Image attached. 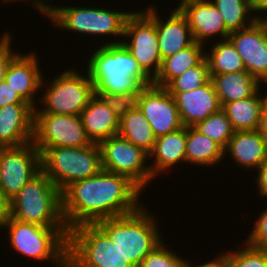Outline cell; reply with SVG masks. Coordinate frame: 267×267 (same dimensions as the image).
<instances>
[{"instance_id": "f6af8a7d", "label": "cell", "mask_w": 267, "mask_h": 267, "mask_svg": "<svg viewBox=\"0 0 267 267\" xmlns=\"http://www.w3.org/2000/svg\"><path fill=\"white\" fill-rule=\"evenodd\" d=\"M11 34V32H4L2 35H0V45L3 43V41Z\"/></svg>"}, {"instance_id": "d6986e66", "label": "cell", "mask_w": 267, "mask_h": 267, "mask_svg": "<svg viewBox=\"0 0 267 267\" xmlns=\"http://www.w3.org/2000/svg\"><path fill=\"white\" fill-rule=\"evenodd\" d=\"M169 93L174 97L185 127L197 125L222 108L211 80L192 91Z\"/></svg>"}, {"instance_id": "3957f363", "label": "cell", "mask_w": 267, "mask_h": 267, "mask_svg": "<svg viewBox=\"0 0 267 267\" xmlns=\"http://www.w3.org/2000/svg\"><path fill=\"white\" fill-rule=\"evenodd\" d=\"M141 205L125 216L105 218L95 224L119 247L133 266L140 267L143 259L163 240L157 218Z\"/></svg>"}, {"instance_id": "6da1fadb", "label": "cell", "mask_w": 267, "mask_h": 267, "mask_svg": "<svg viewBox=\"0 0 267 267\" xmlns=\"http://www.w3.org/2000/svg\"><path fill=\"white\" fill-rule=\"evenodd\" d=\"M143 191L127 176L101 170L71 183L61 192V210L68 230L80 224H95L105 218L125 216L143 203Z\"/></svg>"}, {"instance_id": "7402d4cb", "label": "cell", "mask_w": 267, "mask_h": 267, "mask_svg": "<svg viewBox=\"0 0 267 267\" xmlns=\"http://www.w3.org/2000/svg\"><path fill=\"white\" fill-rule=\"evenodd\" d=\"M229 154L237 166L257 170L267 159V141L258 130L234 132L224 148V156Z\"/></svg>"}, {"instance_id": "44dd1931", "label": "cell", "mask_w": 267, "mask_h": 267, "mask_svg": "<svg viewBox=\"0 0 267 267\" xmlns=\"http://www.w3.org/2000/svg\"><path fill=\"white\" fill-rule=\"evenodd\" d=\"M187 127L183 126L173 132L156 137L153 150L149 153L151 175L155 179L158 174L178 163L186 162ZM155 158V159H154ZM154 159V160H153Z\"/></svg>"}, {"instance_id": "8992f818", "label": "cell", "mask_w": 267, "mask_h": 267, "mask_svg": "<svg viewBox=\"0 0 267 267\" xmlns=\"http://www.w3.org/2000/svg\"><path fill=\"white\" fill-rule=\"evenodd\" d=\"M37 149L41 153L42 171L60 192L71 183L94 176L102 170L99 144Z\"/></svg>"}, {"instance_id": "ac0fdd59", "label": "cell", "mask_w": 267, "mask_h": 267, "mask_svg": "<svg viewBox=\"0 0 267 267\" xmlns=\"http://www.w3.org/2000/svg\"><path fill=\"white\" fill-rule=\"evenodd\" d=\"M34 52L23 54L20 52L11 60L5 74V79L19 95L34 108L36 94L44 86L43 73Z\"/></svg>"}, {"instance_id": "f1b7e54d", "label": "cell", "mask_w": 267, "mask_h": 267, "mask_svg": "<svg viewBox=\"0 0 267 267\" xmlns=\"http://www.w3.org/2000/svg\"><path fill=\"white\" fill-rule=\"evenodd\" d=\"M216 41L211 45L209 53L205 51L210 74L246 71L243 60L232 42L228 38Z\"/></svg>"}, {"instance_id": "74e56055", "label": "cell", "mask_w": 267, "mask_h": 267, "mask_svg": "<svg viewBox=\"0 0 267 267\" xmlns=\"http://www.w3.org/2000/svg\"><path fill=\"white\" fill-rule=\"evenodd\" d=\"M9 104H29L16 92L6 80L0 83V107Z\"/></svg>"}, {"instance_id": "1f68e13d", "label": "cell", "mask_w": 267, "mask_h": 267, "mask_svg": "<svg viewBox=\"0 0 267 267\" xmlns=\"http://www.w3.org/2000/svg\"><path fill=\"white\" fill-rule=\"evenodd\" d=\"M211 80L206 58L198 65L186 70L183 74L173 79L165 89L168 92H185L200 88Z\"/></svg>"}, {"instance_id": "7bdbcfd3", "label": "cell", "mask_w": 267, "mask_h": 267, "mask_svg": "<svg viewBox=\"0 0 267 267\" xmlns=\"http://www.w3.org/2000/svg\"><path fill=\"white\" fill-rule=\"evenodd\" d=\"M258 131L267 141V100L265 101L260 118V125Z\"/></svg>"}, {"instance_id": "f35d334b", "label": "cell", "mask_w": 267, "mask_h": 267, "mask_svg": "<svg viewBox=\"0 0 267 267\" xmlns=\"http://www.w3.org/2000/svg\"><path fill=\"white\" fill-rule=\"evenodd\" d=\"M2 1V3H11L12 1H24L23 3L25 4V1L30 2V4L33 5L34 9L36 8V10H38L41 14H43L45 17H48V19H51L59 10H60V6H56V5H50L47 2H44L43 0H0Z\"/></svg>"}, {"instance_id": "4fadbf2b", "label": "cell", "mask_w": 267, "mask_h": 267, "mask_svg": "<svg viewBox=\"0 0 267 267\" xmlns=\"http://www.w3.org/2000/svg\"><path fill=\"white\" fill-rule=\"evenodd\" d=\"M41 170V153L33 142L0 150V189L9 200Z\"/></svg>"}, {"instance_id": "d4e9b609", "label": "cell", "mask_w": 267, "mask_h": 267, "mask_svg": "<svg viewBox=\"0 0 267 267\" xmlns=\"http://www.w3.org/2000/svg\"><path fill=\"white\" fill-rule=\"evenodd\" d=\"M206 50L203 44L194 42L174 55L162 59L160 69L152 79V84L165 88L173 79L198 65L205 58Z\"/></svg>"}, {"instance_id": "ab89813d", "label": "cell", "mask_w": 267, "mask_h": 267, "mask_svg": "<svg viewBox=\"0 0 267 267\" xmlns=\"http://www.w3.org/2000/svg\"><path fill=\"white\" fill-rule=\"evenodd\" d=\"M257 177L254 183L258 189V196L267 198V159L257 168Z\"/></svg>"}, {"instance_id": "4316f807", "label": "cell", "mask_w": 267, "mask_h": 267, "mask_svg": "<svg viewBox=\"0 0 267 267\" xmlns=\"http://www.w3.org/2000/svg\"><path fill=\"white\" fill-rule=\"evenodd\" d=\"M224 158V148L220 144L199 132L194 126L187 127L186 164L217 166Z\"/></svg>"}, {"instance_id": "e0dca14e", "label": "cell", "mask_w": 267, "mask_h": 267, "mask_svg": "<svg viewBox=\"0 0 267 267\" xmlns=\"http://www.w3.org/2000/svg\"><path fill=\"white\" fill-rule=\"evenodd\" d=\"M178 8L188 19L195 42L205 45L212 36L228 38L223 17L210 0H189Z\"/></svg>"}, {"instance_id": "7a4b0ae2", "label": "cell", "mask_w": 267, "mask_h": 267, "mask_svg": "<svg viewBox=\"0 0 267 267\" xmlns=\"http://www.w3.org/2000/svg\"><path fill=\"white\" fill-rule=\"evenodd\" d=\"M122 41L119 38L108 39L107 43H101L89 55L85 69L95 93L140 92L152 84V79L140 68Z\"/></svg>"}, {"instance_id": "30bf717a", "label": "cell", "mask_w": 267, "mask_h": 267, "mask_svg": "<svg viewBox=\"0 0 267 267\" xmlns=\"http://www.w3.org/2000/svg\"><path fill=\"white\" fill-rule=\"evenodd\" d=\"M102 169L127 176L142 191L155 180L147 160L149 154L119 135L112 136L100 144Z\"/></svg>"}, {"instance_id": "cb8c5ba5", "label": "cell", "mask_w": 267, "mask_h": 267, "mask_svg": "<svg viewBox=\"0 0 267 267\" xmlns=\"http://www.w3.org/2000/svg\"><path fill=\"white\" fill-rule=\"evenodd\" d=\"M210 76L221 105L254 96L263 88V84L247 71Z\"/></svg>"}, {"instance_id": "7dc6e473", "label": "cell", "mask_w": 267, "mask_h": 267, "mask_svg": "<svg viewBox=\"0 0 267 267\" xmlns=\"http://www.w3.org/2000/svg\"><path fill=\"white\" fill-rule=\"evenodd\" d=\"M186 1H189V0H180V3L178 4L177 8H178L182 3L186 2Z\"/></svg>"}, {"instance_id": "ba28073f", "label": "cell", "mask_w": 267, "mask_h": 267, "mask_svg": "<svg viewBox=\"0 0 267 267\" xmlns=\"http://www.w3.org/2000/svg\"><path fill=\"white\" fill-rule=\"evenodd\" d=\"M41 95L42 108H34V114L81 115L95 95L88 72L83 75L73 67L61 72L47 85Z\"/></svg>"}, {"instance_id": "603a6c76", "label": "cell", "mask_w": 267, "mask_h": 267, "mask_svg": "<svg viewBox=\"0 0 267 267\" xmlns=\"http://www.w3.org/2000/svg\"><path fill=\"white\" fill-rule=\"evenodd\" d=\"M80 116L91 143L100 144L118 135L120 121L98 95L92 97Z\"/></svg>"}, {"instance_id": "9a60e30c", "label": "cell", "mask_w": 267, "mask_h": 267, "mask_svg": "<svg viewBox=\"0 0 267 267\" xmlns=\"http://www.w3.org/2000/svg\"><path fill=\"white\" fill-rule=\"evenodd\" d=\"M228 39L241 56L246 71L261 83L267 82V24L257 20L251 26L231 32Z\"/></svg>"}, {"instance_id": "52a82bcc", "label": "cell", "mask_w": 267, "mask_h": 267, "mask_svg": "<svg viewBox=\"0 0 267 267\" xmlns=\"http://www.w3.org/2000/svg\"><path fill=\"white\" fill-rule=\"evenodd\" d=\"M67 267H133L96 224H80L67 233Z\"/></svg>"}, {"instance_id": "b9f144b4", "label": "cell", "mask_w": 267, "mask_h": 267, "mask_svg": "<svg viewBox=\"0 0 267 267\" xmlns=\"http://www.w3.org/2000/svg\"><path fill=\"white\" fill-rule=\"evenodd\" d=\"M10 217V200L0 189V227Z\"/></svg>"}, {"instance_id": "2e32d148", "label": "cell", "mask_w": 267, "mask_h": 267, "mask_svg": "<svg viewBox=\"0 0 267 267\" xmlns=\"http://www.w3.org/2000/svg\"><path fill=\"white\" fill-rule=\"evenodd\" d=\"M174 9L165 21L159 17L156 7L149 5L143 10L155 22L161 60L195 42L187 17L179 8Z\"/></svg>"}, {"instance_id": "836d02e7", "label": "cell", "mask_w": 267, "mask_h": 267, "mask_svg": "<svg viewBox=\"0 0 267 267\" xmlns=\"http://www.w3.org/2000/svg\"><path fill=\"white\" fill-rule=\"evenodd\" d=\"M163 241L142 261L140 267H185L187 260L172 251Z\"/></svg>"}, {"instance_id": "8d00e7d4", "label": "cell", "mask_w": 267, "mask_h": 267, "mask_svg": "<svg viewBox=\"0 0 267 267\" xmlns=\"http://www.w3.org/2000/svg\"><path fill=\"white\" fill-rule=\"evenodd\" d=\"M12 34H10L0 45V83L5 79L6 70L11 60L19 53L12 47Z\"/></svg>"}, {"instance_id": "bcb514c9", "label": "cell", "mask_w": 267, "mask_h": 267, "mask_svg": "<svg viewBox=\"0 0 267 267\" xmlns=\"http://www.w3.org/2000/svg\"><path fill=\"white\" fill-rule=\"evenodd\" d=\"M252 6H254L259 0H247Z\"/></svg>"}, {"instance_id": "5bb4252c", "label": "cell", "mask_w": 267, "mask_h": 267, "mask_svg": "<svg viewBox=\"0 0 267 267\" xmlns=\"http://www.w3.org/2000/svg\"><path fill=\"white\" fill-rule=\"evenodd\" d=\"M138 108L149 122L156 137L183 127L174 97L163 87H144L138 97Z\"/></svg>"}, {"instance_id": "60d3db41", "label": "cell", "mask_w": 267, "mask_h": 267, "mask_svg": "<svg viewBox=\"0 0 267 267\" xmlns=\"http://www.w3.org/2000/svg\"><path fill=\"white\" fill-rule=\"evenodd\" d=\"M193 262L189 261L187 259V262L185 264V267H229V259H228V254L226 252L221 253L220 255L218 254V256L216 258H214V260H210L208 262H204V263H200L199 265H193ZM193 265V266H192Z\"/></svg>"}, {"instance_id": "ffe728a7", "label": "cell", "mask_w": 267, "mask_h": 267, "mask_svg": "<svg viewBox=\"0 0 267 267\" xmlns=\"http://www.w3.org/2000/svg\"><path fill=\"white\" fill-rule=\"evenodd\" d=\"M34 107L9 104L0 107V145L20 146L33 140Z\"/></svg>"}, {"instance_id": "d6a6232c", "label": "cell", "mask_w": 267, "mask_h": 267, "mask_svg": "<svg viewBox=\"0 0 267 267\" xmlns=\"http://www.w3.org/2000/svg\"><path fill=\"white\" fill-rule=\"evenodd\" d=\"M243 248L226 252L229 267H267V250L257 249L243 243Z\"/></svg>"}, {"instance_id": "e575fe53", "label": "cell", "mask_w": 267, "mask_h": 267, "mask_svg": "<svg viewBox=\"0 0 267 267\" xmlns=\"http://www.w3.org/2000/svg\"><path fill=\"white\" fill-rule=\"evenodd\" d=\"M115 114L119 121L138 104L140 92H128L118 94L95 93Z\"/></svg>"}, {"instance_id": "83f0119b", "label": "cell", "mask_w": 267, "mask_h": 267, "mask_svg": "<svg viewBox=\"0 0 267 267\" xmlns=\"http://www.w3.org/2000/svg\"><path fill=\"white\" fill-rule=\"evenodd\" d=\"M118 135L148 154L153 150L156 140L153 129L138 106L120 120Z\"/></svg>"}, {"instance_id": "277c9868", "label": "cell", "mask_w": 267, "mask_h": 267, "mask_svg": "<svg viewBox=\"0 0 267 267\" xmlns=\"http://www.w3.org/2000/svg\"><path fill=\"white\" fill-rule=\"evenodd\" d=\"M5 227L11 248L18 254L39 262L51 261L55 267H67V227L39 226L11 217L0 229Z\"/></svg>"}, {"instance_id": "8fae6325", "label": "cell", "mask_w": 267, "mask_h": 267, "mask_svg": "<svg viewBox=\"0 0 267 267\" xmlns=\"http://www.w3.org/2000/svg\"><path fill=\"white\" fill-rule=\"evenodd\" d=\"M124 36L129 38L128 41L123 39L124 46L153 79L161 65L155 22L143 10H132L125 23Z\"/></svg>"}, {"instance_id": "484cf974", "label": "cell", "mask_w": 267, "mask_h": 267, "mask_svg": "<svg viewBox=\"0 0 267 267\" xmlns=\"http://www.w3.org/2000/svg\"><path fill=\"white\" fill-rule=\"evenodd\" d=\"M260 89L254 96L221 105L235 132L258 130L267 94ZM261 92V93H260Z\"/></svg>"}, {"instance_id": "9c48e42d", "label": "cell", "mask_w": 267, "mask_h": 267, "mask_svg": "<svg viewBox=\"0 0 267 267\" xmlns=\"http://www.w3.org/2000/svg\"><path fill=\"white\" fill-rule=\"evenodd\" d=\"M131 11L111 10L102 7L60 6V10L50 19L61 30L87 35H114L124 37V28Z\"/></svg>"}, {"instance_id": "7c38bea8", "label": "cell", "mask_w": 267, "mask_h": 267, "mask_svg": "<svg viewBox=\"0 0 267 267\" xmlns=\"http://www.w3.org/2000/svg\"><path fill=\"white\" fill-rule=\"evenodd\" d=\"M32 142L36 148H76L91 144L81 116L60 114H34Z\"/></svg>"}, {"instance_id": "d590c367", "label": "cell", "mask_w": 267, "mask_h": 267, "mask_svg": "<svg viewBox=\"0 0 267 267\" xmlns=\"http://www.w3.org/2000/svg\"><path fill=\"white\" fill-rule=\"evenodd\" d=\"M256 224L252 228L246 242L249 246L257 249L267 250V208L259 214Z\"/></svg>"}, {"instance_id": "4dcf8cb0", "label": "cell", "mask_w": 267, "mask_h": 267, "mask_svg": "<svg viewBox=\"0 0 267 267\" xmlns=\"http://www.w3.org/2000/svg\"><path fill=\"white\" fill-rule=\"evenodd\" d=\"M199 132L211 138L225 148L234 134L225 112L220 109L194 126Z\"/></svg>"}, {"instance_id": "f546056e", "label": "cell", "mask_w": 267, "mask_h": 267, "mask_svg": "<svg viewBox=\"0 0 267 267\" xmlns=\"http://www.w3.org/2000/svg\"><path fill=\"white\" fill-rule=\"evenodd\" d=\"M210 1L221 13L226 29L230 33L240 29H245L257 21L253 13V6L247 0Z\"/></svg>"}, {"instance_id": "5b68a950", "label": "cell", "mask_w": 267, "mask_h": 267, "mask_svg": "<svg viewBox=\"0 0 267 267\" xmlns=\"http://www.w3.org/2000/svg\"><path fill=\"white\" fill-rule=\"evenodd\" d=\"M10 217L46 227H66L61 192L41 170L10 200Z\"/></svg>"}, {"instance_id": "ee69618b", "label": "cell", "mask_w": 267, "mask_h": 267, "mask_svg": "<svg viewBox=\"0 0 267 267\" xmlns=\"http://www.w3.org/2000/svg\"><path fill=\"white\" fill-rule=\"evenodd\" d=\"M253 9H254V15H255L256 20H265L267 18V15H265V17H263V16H260V14H259L261 12L262 13L267 12V0H259L253 6ZM265 14H267V13H265Z\"/></svg>"}]
</instances>
